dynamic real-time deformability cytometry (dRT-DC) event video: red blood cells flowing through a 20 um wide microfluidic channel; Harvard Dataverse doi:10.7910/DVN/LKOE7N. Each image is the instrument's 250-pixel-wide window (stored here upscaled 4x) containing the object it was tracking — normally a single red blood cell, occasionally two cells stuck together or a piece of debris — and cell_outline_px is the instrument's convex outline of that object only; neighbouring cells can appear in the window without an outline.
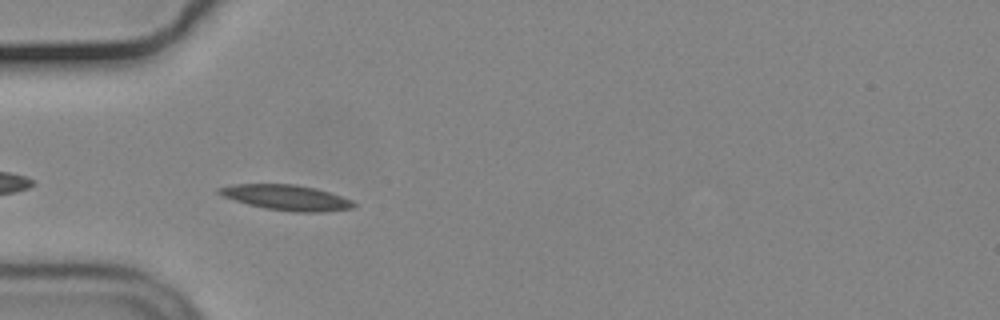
{"species": "common noctule bat (a hibernating species)", "species_latin": "Nyctalus noctula", "temperature_condition": "cold", "stored_images_in_passage": 7, "camera_frame_rate_fps": 3000, "um_per_image_px": 0.085, "animal": {"sex": "male", "body_mass_g": 19.2, "forearm_length_mm": 51.8}, "frame": {"image": 1, "passage_image": 1, "time_ms": 0.0, "image_size_px": [1000, 320], "cell_outline_px": [[356, 204], [352, 208], [324, 212], [292, 212], [264, 208], [248, 204], [224, 196], [216, 192], [216, 188], [236, 184], [296, 184], [316, 188], [352, 200]], "centroid_in_image_um": [24.35, 16.79], "position_along_channel_um": 60.6, "area_um2": 19.83}}
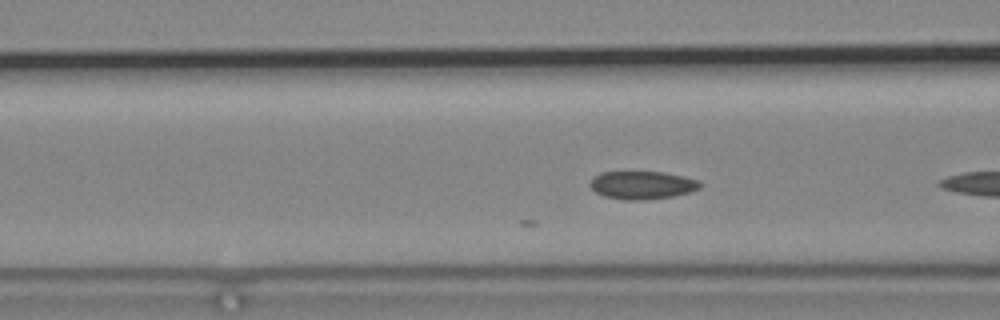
{"frame": {"image": 2, "passage_image": 3, "time_ms": 0.667, "image_size_px": [1000, 320], "cell_outline_px": [[700, 188], [692, 192], [672, 196], [640, 200], [624, 200], [604, 196], [596, 192], [588, 184], [600, 172], [664, 172], [684, 176], [700, 180]], "centroid_in_image_um": [54.61, 15.73], "position_along_channel_um": 112.0, "area_um2": 17.92}}
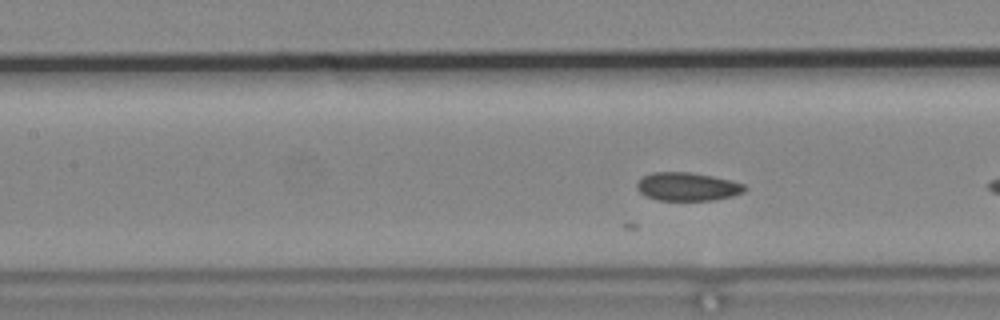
{"frame": {"image": 3, "passage_image": 6, "time_ms": 1.667, "image_size_px": [1000, 320], "cell_outline_px": [[748, 188], [744, 192], [732, 196], [716, 200], [656, 200], [640, 192], [636, 188], [636, 184], [644, 176], [652, 172], [692, 172], [732, 180], [744, 184]], "centroid_in_image_um": [58.47, 15.86], "position_along_channel_um": 148.9, "area_um2": 17.86}}